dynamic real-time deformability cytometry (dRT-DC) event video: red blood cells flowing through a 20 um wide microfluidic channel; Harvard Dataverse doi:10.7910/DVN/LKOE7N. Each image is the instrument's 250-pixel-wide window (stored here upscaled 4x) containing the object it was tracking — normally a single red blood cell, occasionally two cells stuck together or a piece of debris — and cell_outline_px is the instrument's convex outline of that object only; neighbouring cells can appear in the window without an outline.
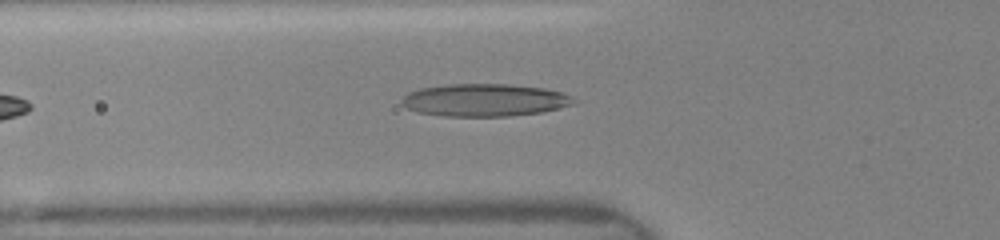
{"species": "human", "species_latin": "Homo sapiens", "temperature_condition": "room temperature", "stored_images_in_passage": 54, "camera_frame_rate_fps": 3000, "um_per_image_px": 0.085, "donor": {"sex": "female"}, "frame": {"image": 1, "passage_image": 10, "time_ms": 5.0, "image_size_px": [1000, 240], "cell_outline_px": [[576, 104], [544, 112], [508, 116], [444, 116], [416, 112], [404, 108], [400, 104], [400, 100], [408, 92], [420, 88], [444, 84], [508, 84], [544, 88], [564, 92], [572, 96], [576, 100]], "centroid_in_image_um": [41.19, 8.51], "position_along_channel_um": 84.6, "area_um2": 33.18}}
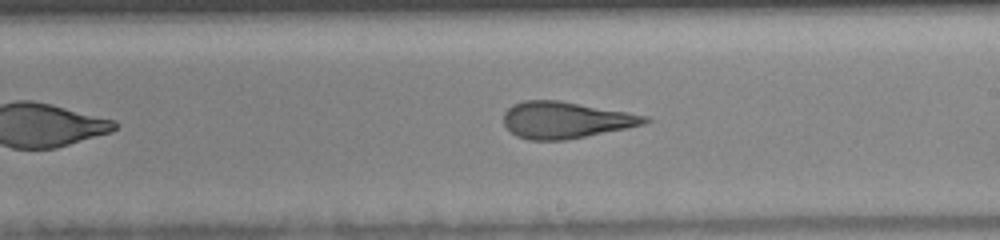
{"frame": {"image": 2, "passage_image": 26, "time_ms": 8.667, "image_size_px": [1000, 240], "cell_outline_px": [[652, 120], [644, 124], [628, 128], [564, 140], [528, 140], [516, 136], [504, 124], [504, 112], [512, 104], [524, 100], [556, 100], [628, 112], [648, 116]], "centroid_in_image_um": [48.07, 10.2], "position_along_channel_um": 240.9, "area_um2": 30.0}}
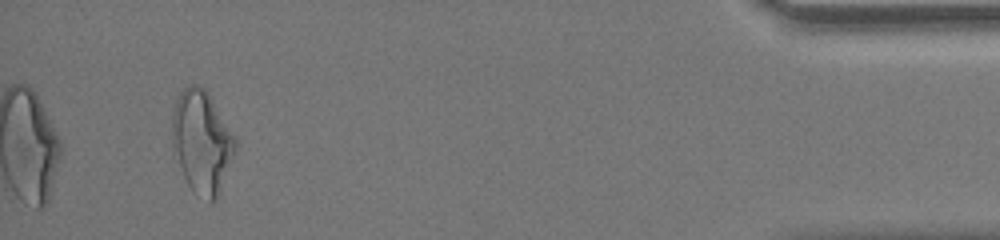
{"frame": {"image": 3, "passage_image": 51, "time_ms": 14.333, "image_size_px": [1000, 240], "cell_outline_px": [[236, 152], [216, 200], [212, 204], [208, 204], [196, 196], [192, 192], [172, 152], [172, 116], [176, 100], [180, 92], [184, 88], [192, 84], [200, 84], [208, 92], [236, 140]], "centroid_in_image_um": [17.14, 12.11], "position_along_channel_um": 418.1, "area_um2": 38.09}}